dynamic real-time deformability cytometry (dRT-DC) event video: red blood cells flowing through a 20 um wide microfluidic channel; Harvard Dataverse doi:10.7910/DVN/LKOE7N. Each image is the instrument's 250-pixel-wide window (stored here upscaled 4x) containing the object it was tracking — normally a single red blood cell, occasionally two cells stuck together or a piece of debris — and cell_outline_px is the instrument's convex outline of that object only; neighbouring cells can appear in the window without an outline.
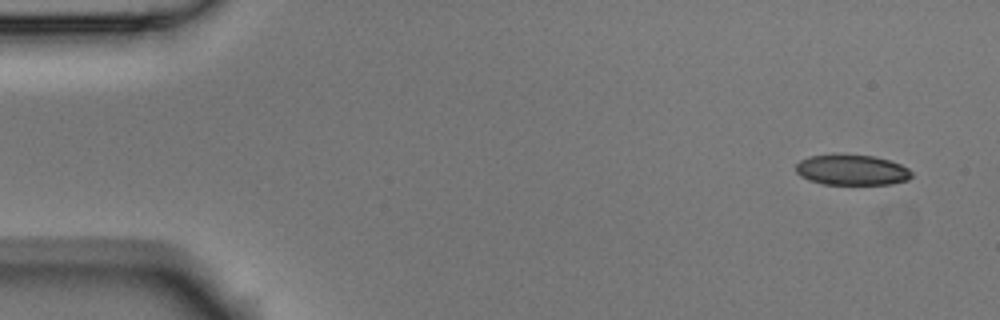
{"species": "Egyptian fruit bat (a non-hibernating species)", "species_latin": "Rousettus aegyptiacus", "temperature_condition": "room temperature", "stored_images_in_passage": 6, "camera_frame_rate_fps": 3000, "um_per_image_px": 0.085, "animal": {"sex": "male"}, "frame": {"image": 1, "passage_image": 1, "time_ms": 0.0, "image_size_px": [1000, 320], "cell_outline_px": [[912, 176], [908, 180], [892, 184], [824, 184], [808, 180], [800, 176], [796, 172], [796, 164], [800, 160], [808, 156], [872, 156], [888, 160], [900, 164], [908, 168], [912, 172]], "centroid_in_image_um": [72.41, 14.47], "position_along_channel_um": 12.6, "area_um2": 20.17}}
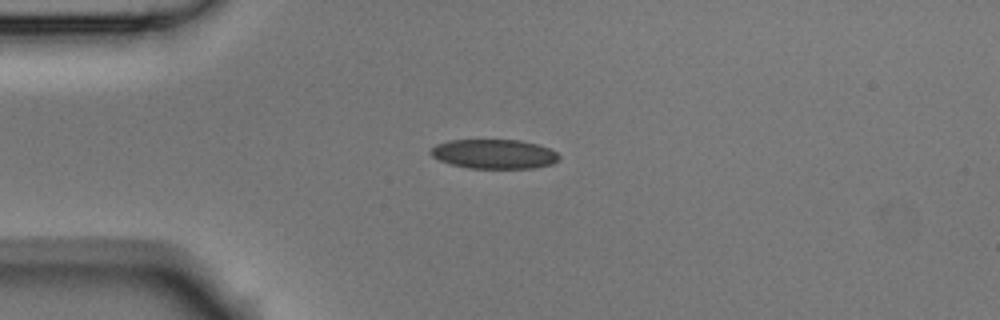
{"frame": {"image": 2, "passage_image": 4, "time_ms": 1.0, "image_size_px": [1000, 320], "cell_outline_px": [[560, 156], [552, 164], [536, 168], [468, 168], [452, 164], [440, 160], [432, 156], [428, 152], [436, 144], [448, 140], [520, 140], [536, 144], [548, 148], [556, 152]], "centroid_in_image_um": [41.98, 13.09], "position_along_channel_um": 43.0, "area_um2": 21.91}}
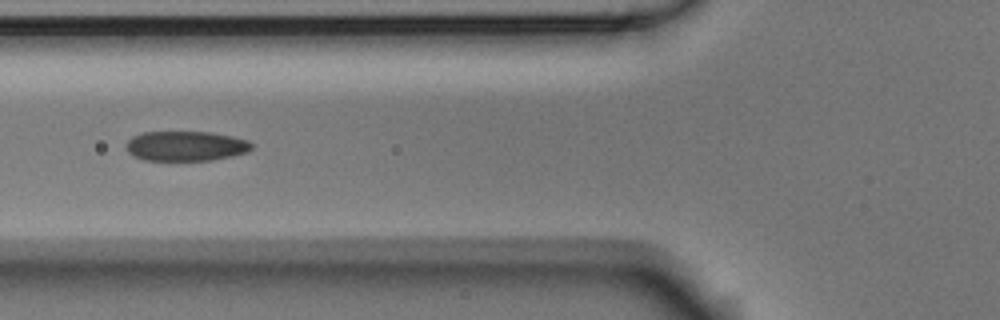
{"frame": {"image": 3, "passage_image": 6, "time_ms": 1.667, "image_size_px": [1000, 320], "cell_outline_px": [[252, 148], [248, 152], [232, 156], [212, 160], [144, 160], [132, 156], [128, 152], [128, 140], [132, 136], [144, 132], [212, 132], [232, 136], [248, 140], [252, 144]], "centroid_in_image_um": [15.81, 12.41], "position_along_channel_um": 110.0, "area_um2": 21.85}}